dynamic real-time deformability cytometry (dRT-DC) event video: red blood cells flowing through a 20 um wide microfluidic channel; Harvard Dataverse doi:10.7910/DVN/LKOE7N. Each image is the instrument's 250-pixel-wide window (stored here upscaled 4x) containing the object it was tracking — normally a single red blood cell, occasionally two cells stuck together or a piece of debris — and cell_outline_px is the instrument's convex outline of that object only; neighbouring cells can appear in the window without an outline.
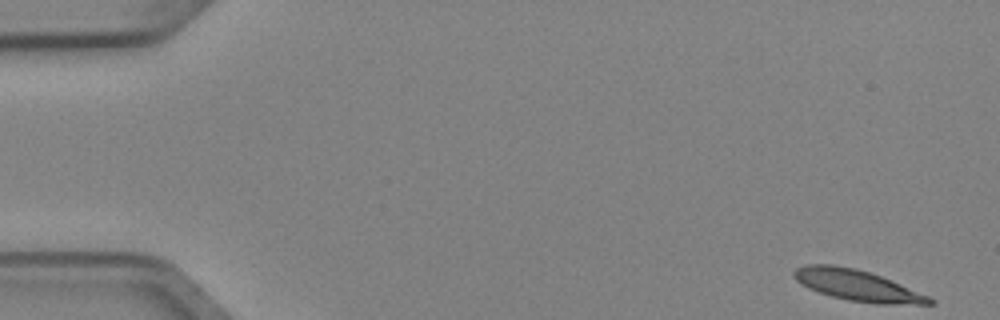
{"species": "Egyptian fruit bat (a non-hibernating species)", "species_latin": "Rousettus aegyptiacus", "temperature_condition": "cold", "stored_images_in_passage": 7, "camera_frame_rate_fps": 3000, "um_per_image_px": 0.085, "animal": {"sex": "female"}, "frame": {"image": 1, "passage_image": 1, "time_ms": 0.0, "image_size_px": [1000, 320], "cell_outline_px": [[936, 304], [876, 304], [848, 300], [832, 296], [808, 288], [800, 284], [792, 276], [792, 272], [796, 268], [804, 264], [832, 264], [856, 268], [880, 276], [928, 296], [936, 300]], "centroid_in_image_um": [72.82, 24.25], "position_along_channel_um": 12.2, "area_um2": 24.39}}
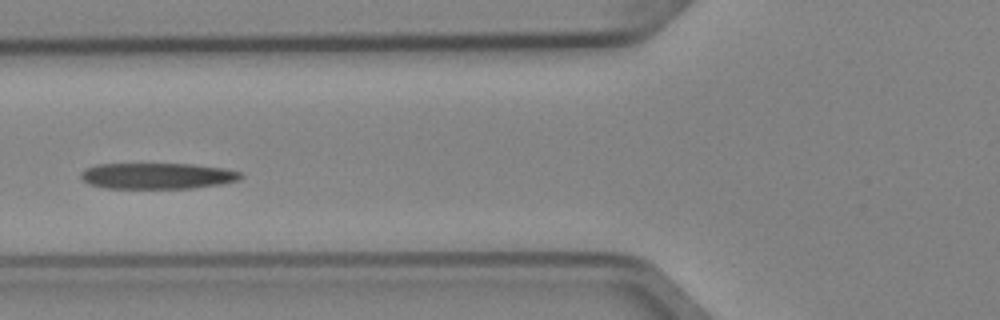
{"frame": {"image": 2, "passage_image": 6, "time_ms": 1.667, "image_size_px": [1000, 320], "cell_outline_px": [[244, 176], [240, 180], [224, 184], [192, 188], [104, 188], [88, 184], [80, 176], [80, 172], [84, 168], [96, 164], [192, 164], [224, 168], [240, 172]], "centroid_in_image_um": [13.38, 14.95], "position_along_channel_um": 112.4, "area_um2": 24.51}}
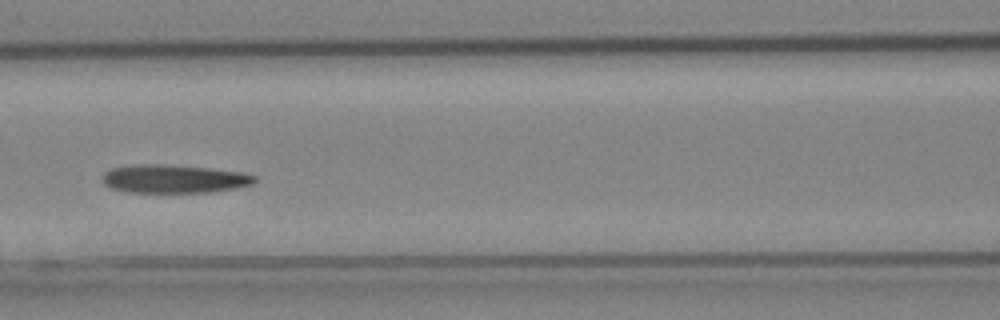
{"frame": {"image": 3, "passage_image": 7, "time_ms": 2.0, "image_size_px": [1000, 320], "cell_outline_px": [[256, 180], [252, 184], [236, 188], [208, 192], [128, 192], [112, 188], [104, 184], [100, 180], [104, 172], [112, 168], [136, 164], [156, 164], [208, 168], [244, 172], [256, 176]], "centroid_in_image_um": [14.77, 15.2], "position_along_channel_um": 151.8, "area_um2": 25.09}}